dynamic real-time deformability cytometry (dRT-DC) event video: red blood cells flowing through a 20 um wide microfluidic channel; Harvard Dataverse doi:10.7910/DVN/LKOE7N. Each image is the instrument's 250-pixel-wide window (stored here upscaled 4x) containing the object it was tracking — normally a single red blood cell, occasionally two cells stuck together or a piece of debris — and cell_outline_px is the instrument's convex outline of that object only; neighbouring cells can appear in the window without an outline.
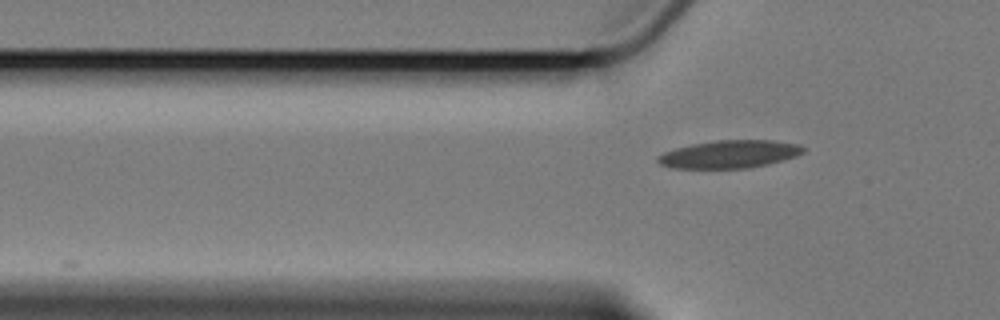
{"species": "Egyptian fruit bat (a non-hibernating species)", "species_latin": "Rousettus aegyptiacus", "temperature_condition": "cold", "stored_images_in_passage": 4, "segment_of_instrument_passage": [2, 2], "camera_frame_rate_fps": 3000, "um_per_image_px": 0.085, "animal": {"sex": "female"}, "frame": {"image": 1, "passage_image": 4, "time_ms": 5.667, "image_size_px": [1000, 320], "cell_outline_px": [[804, 152], [768, 164], [748, 168], [672, 168], [660, 164], [656, 160], [656, 156], [664, 152], [676, 148], [692, 144], [716, 140], [772, 140], [800, 144], [804, 148]], "centroid_in_image_um": [61.96, 13.1], "position_along_channel_um": 63.8, "area_um2": 23.41}}